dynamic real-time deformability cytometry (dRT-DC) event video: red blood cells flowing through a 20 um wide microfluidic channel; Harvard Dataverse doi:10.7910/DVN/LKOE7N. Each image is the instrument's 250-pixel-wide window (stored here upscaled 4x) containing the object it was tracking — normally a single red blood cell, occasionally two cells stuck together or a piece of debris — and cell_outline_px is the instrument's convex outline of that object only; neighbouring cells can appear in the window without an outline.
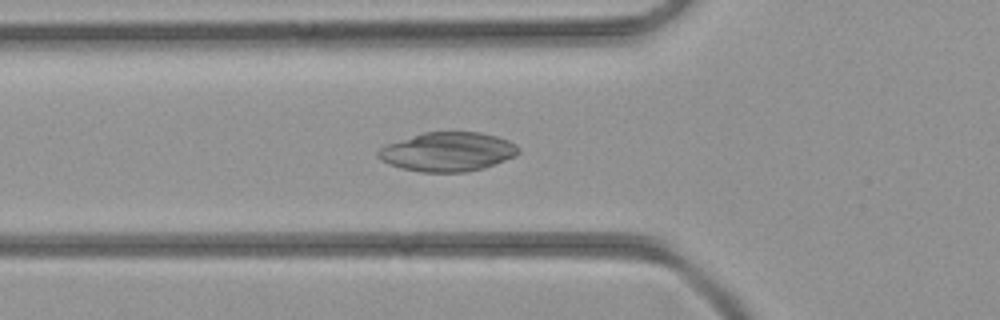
{"species": "common noctule bat (a hibernating species)", "species_latin": "Nyctalus noctula", "temperature_condition": "room temperature", "stored_images_in_passage": 42, "camera_frame_rate_fps": 3000, "um_per_image_px": 0.085, "animal": {"sex": "female", "body_mass_g": 21.9}, "frame": {"image": 1, "passage_image": 14, "time_ms": 4.333, "image_size_px": [1000, 320], "cell_outline_px": [[520, 152], [516, 156], [484, 168], [468, 172], [420, 172], [400, 168], [388, 164], [380, 160], [376, 156], [376, 152], [380, 148], [388, 144], [424, 132], [480, 132], [496, 136], [508, 140], [516, 144], [520, 148]], "centroid_in_image_um": [38.06, 12.91], "position_along_channel_um": 87.7, "area_um2": 32.14}}
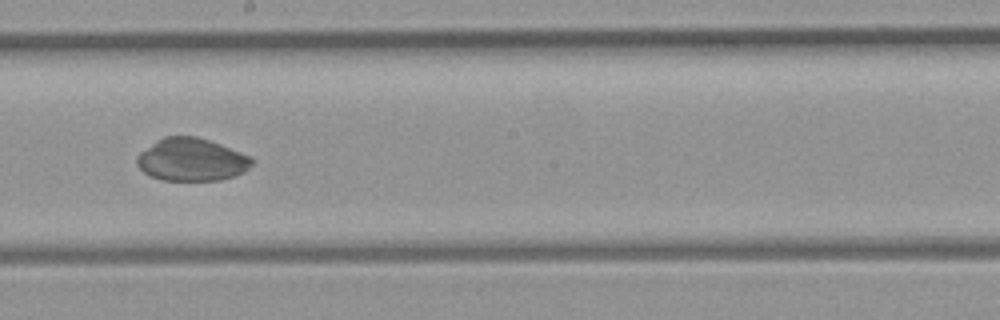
{"frame": {"image": 2, "passage_image": 23, "time_ms": 7.333, "image_size_px": [1000, 320], "cell_outline_px": [[256, 160], [244, 172], [236, 176], [220, 180], [160, 180], [148, 176], [136, 164], [136, 156], [140, 152], [156, 140], [164, 136], [196, 136], [220, 144], [252, 156]], "centroid_in_image_um": [16.29, 13.57], "position_along_channel_um": 231.9, "area_um2": 28.96}}
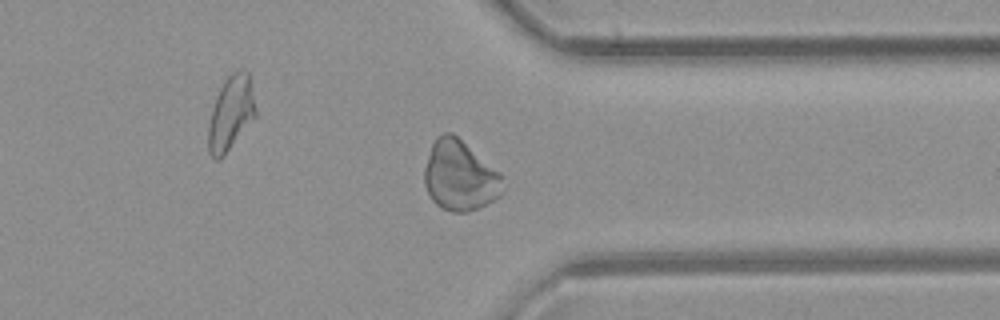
{"frame": {"image": 3, "passage_image": 32, "time_ms": 10.333, "image_size_px": [1000, 320], "cell_outline_px": [[504, 192], [500, 196], [468, 212], [452, 212], [436, 204], [432, 200], [424, 184], [424, 168], [432, 144], [436, 136], [444, 132], [452, 132], [500, 172]], "centroid_in_image_um": [39.07, 14.93], "position_along_channel_um": 372.3, "area_um2": 31.85}}